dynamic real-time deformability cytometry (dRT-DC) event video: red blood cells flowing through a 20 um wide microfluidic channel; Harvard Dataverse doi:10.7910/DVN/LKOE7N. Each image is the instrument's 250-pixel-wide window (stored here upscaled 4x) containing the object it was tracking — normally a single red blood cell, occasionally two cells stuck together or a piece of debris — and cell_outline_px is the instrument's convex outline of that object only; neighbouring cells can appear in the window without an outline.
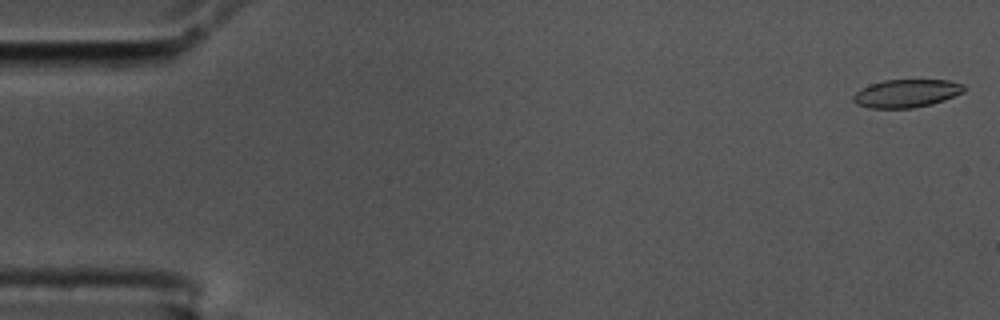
{"species": "common noctule bat (a hibernating species)", "species_latin": "Nyctalus noctula", "temperature_condition": "cold", "stored_images_in_passage": 56, "camera_frame_rate_fps": 3000, "um_per_image_px": 0.085, "animal": {"sex": "male", "body_mass_g": 17.5, "forearm_length_mm": 52.3}, "frame": {"image": 1, "passage_image": 1, "time_ms": 0.0, "image_size_px": [1000, 320], "cell_outline_px": [[968, 88], [964, 92], [944, 100], [932, 104], [912, 108], [868, 108], [856, 104], [852, 100], [852, 96], [860, 88], [868, 84], [884, 80], [948, 80], [964, 84]], "centroid_in_image_um": [77.04, 7.93], "position_along_channel_um": 8.0, "area_um2": 18.38}}
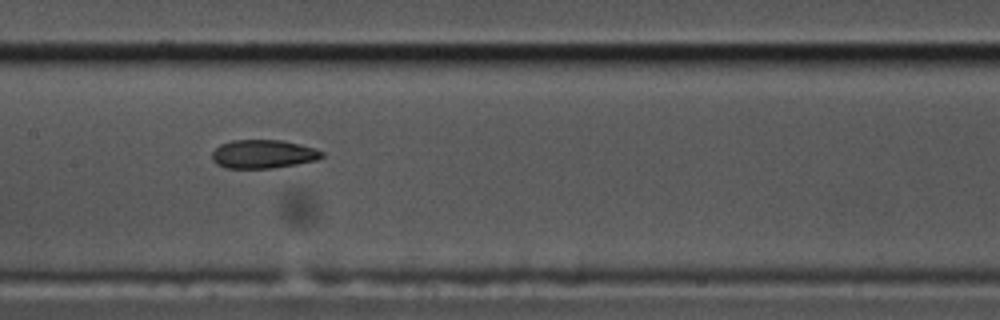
{"frame": {"image": 2, "passage_image": 27, "time_ms": 8.667, "image_size_px": [1000, 320], "cell_outline_px": [[324, 156], [316, 160], [296, 164], [272, 168], [224, 168], [216, 164], [212, 160], [212, 152], [220, 144], [232, 140], [284, 140], [316, 148], [324, 152]], "centroid_in_image_um": [22.37, 13.09], "position_along_channel_um": 185.0, "area_um2": 18.44}}
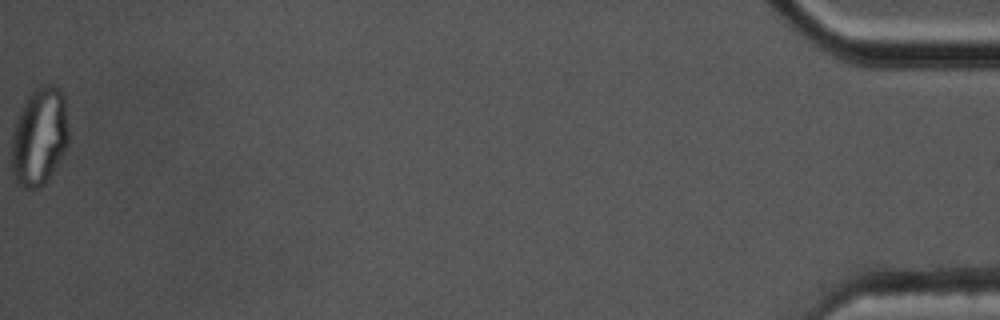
{"frame": {"image": 3, "passage_image": 56, "time_ms": 18.333, "image_size_px": [1000, 320], "cell_outline_px": [[68, 144], [64, 152], [48, 180], [40, 188], [20, 188], [12, 172], [12, 132], [16, 116], [20, 108], [28, 96], [40, 84], [52, 84], [60, 88], [64, 96], [68, 128]], "centroid_in_image_um": [3.34, 11.59], "position_along_channel_um": 431.9, "area_um2": 33.0}, "authors_computed_cell_mechanics": {"area_um2": 19.1607, "velocity_mm_per_s": 3.5996, "shape_relaxation_time_tau1_ms": null, "shape_relaxation_time_tau2_ms": 1.7309, "deformation_change_tau1": null, "deformation_change_tau2": 0.0721}}